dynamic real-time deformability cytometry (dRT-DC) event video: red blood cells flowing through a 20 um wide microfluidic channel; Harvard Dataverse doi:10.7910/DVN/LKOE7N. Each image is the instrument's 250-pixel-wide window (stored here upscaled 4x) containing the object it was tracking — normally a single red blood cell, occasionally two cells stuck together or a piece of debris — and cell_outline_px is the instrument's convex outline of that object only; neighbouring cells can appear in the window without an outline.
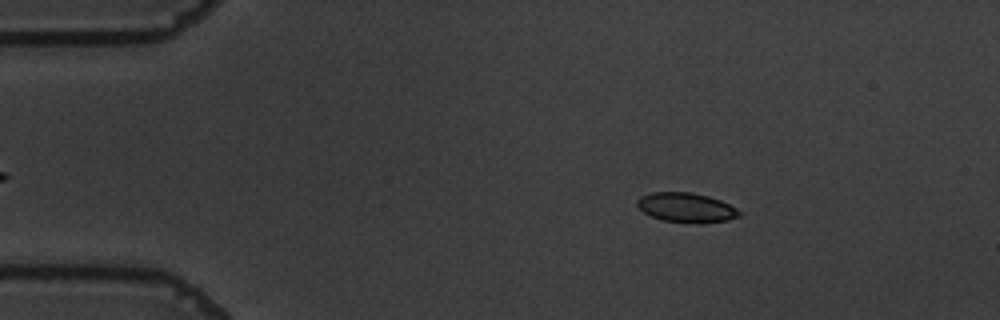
{"species": "common noctule bat (a hibernating species)", "species_latin": "Nyctalus noctula", "temperature_condition": "warm", "stored_images_in_passage": 55, "camera_frame_rate_fps": 3000, "um_per_image_px": 0.085, "animal": {"sex": "male", "body_mass_g": 19.5, "forearm_length_mm": 54.6}, "frame": {"image": 1, "passage_image": 8, "time_ms": 2.333, "image_size_px": [1000, 320], "cell_outline_px": [[736, 212], [732, 216], [724, 220], [668, 220], [656, 216], [640, 208], [640, 200], [648, 196], [660, 192], [684, 192], [704, 196], [728, 204]], "centroid_in_image_um": [58.29, 17.59], "position_along_channel_um": 26.7, "area_um2": 14.91}}
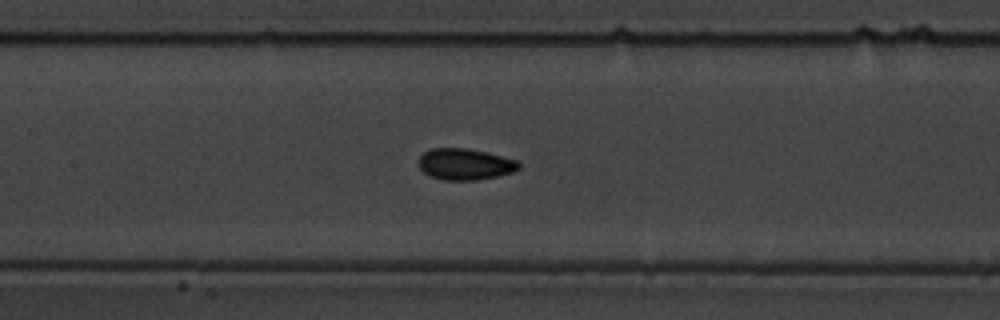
{"frame": {"image": 2, "passage_image": 25, "time_ms": 8.0, "image_size_px": [1000, 320], "cell_outline_px": [[516, 168], [508, 172], [488, 176], [436, 176], [428, 172], [420, 164], [420, 160], [428, 152], [440, 148], [452, 148], [480, 152], [512, 160], [516, 164]], "centroid_in_image_um": [39.5, 13.88], "position_along_channel_um": 167.9, "area_um2": 14.91}}
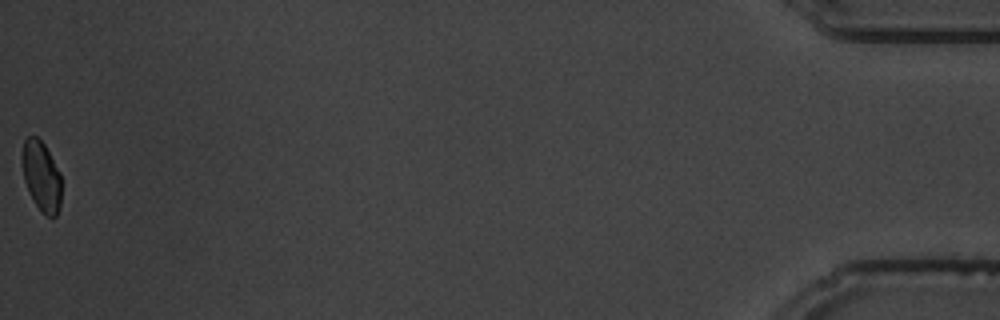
{"frame": {"image": 3, "passage_image": 55, "time_ms": 18.0, "image_size_px": [1000, 320], "cell_outline_px": [[60, 200], [56, 212], [52, 216], [44, 212], [40, 208], [32, 196], [24, 172], [24, 144], [40, 140], [60, 176]], "centroid_in_image_um": [3.57, 15.07], "position_along_channel_um": 431.6, "area_um2": 13.64}, "authors_computed_cell_mechanics": {"area_um2": 14.7968, "velocity_mm_per_s": 3.6127, "shape_relaxation_time_tau1_ms": null, "shape_relaxation_time_tau2_ms": 1.2643, "deformation_change_tau1": null, "deformation_change_tau2": 0.0626}}